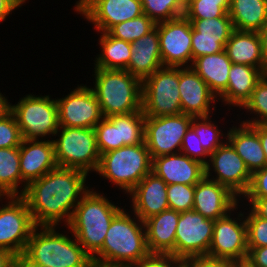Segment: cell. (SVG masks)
Listing matches in <instances>:
<instances>
[{"mask_svg":"<svg viewBox=\"0 0 267 267\" xmlns=\"http://www.w3.org/2000/svg\"><path fill=\"white\" fill-rule=\"evenodd\" d=\"M130 52L127 71L141 81L163 67L157 24L153 30L131 43Z\"/></svg>","mask_w":267,"mask_h":267,"instance_id":"cb8c5ba5","label":"cell"},{"mask_svg":"<svg viewBox=\"0 0 267 267\" xmlns=\"http://www.w3.org/2000/svg\"><path fill=\"white\" fill-rule=\"evenodd\" d=\"M86 178L87 173L81 170L57 167L29 182L21 197L35 225L56 226L62 219L68 225L75 207L90 190L85 186Z\"/></svg>","mask_w":267,"mask_h":267,"instance_id":"6da1fadb","label":"cell"},{"mask_svg":"<svg viewBox=\"0 0 267 267\" xmlns=\"http://www.w3.org/2000/svg\"><path fill=\"white\" fill-rule=\"evenodd\" d=\"M142 112L145 117L182 114L179 67L163 66L142 81Z\"/></svg>","mask_w":267,"mask_h":267,"instance_id":"ba28073f","label":"cell"},{"mask_svg":"<svg viewBox=\"0 0 267 267\" xmlns=\"http://www.w3.org/2000/svg\"><path fill=\"white\" fill-rule=\"evenodd\" d=\"M95 69L96 98L103 117L142 111V81L127 70Z\"/></svg>","mask_w":267,"mask_h":267,"instance_id":"5b68a950","label":"cell"},{"mask_svg":"<svg viewBox=\"0 0 267 267\" xmlns=\"http://www.w3.org/2000/svg\"><path fill=\"white\" fill-rule=\"evenodd\" d=\"M11 111V104L8 100L0 93V119L3 118Z\"/></svg>","mask_w":267,"mask_h":267,"instance_id":"db71d44e","label":"cell"},{"mask_svg":"<svg viewBox=\"0 0 267 267\" xmlns=\"http://www.w3.org/2000/svg\"><path fill=\"white\" fill-rule=\"evenodd\" d=\"M179 92L182 113L192 117L210 116V105L218 97L192 67H179Z\"/></svg>","mask_w":267,"mask_h":267,"instance_id":"ffe728a7","label":"cell"},{"mask_svg":"<svg viewBox=\"0 0 267 267\" xmlns=\"http://www.w3.org/2000/svg\"><path fill=\"white\" fill-rule=\"evenodd\" d=\"M224 50L233 64L250 65L267 74L258 32L234 29Z\"/></svg>","mask_w":267,"mask_h":267,"instance_id":"484cf974","label":"cell"},{"mask_svg":"<svg viewBox=\"0 0 267 267\" xmlns=\"http://www.w3.org/2000/svg\"><path fill=\"white\" fill-rule=\"evenodd\" d=\"M17 267H47V266L38 265L35 263H17Z\"/></svg>","mask_w":267,"mask_h":267,"instance_id":"9f6ffc18","label":"cell"},{"mask_svg":"<svg viewBox=\"0 0 267 267\" xmlns=\"http://www.w3.org/2000/svg\"><path fill=\"white\" fill-rule=\"evenodd\" d=\"M59 126L95 128L103 119L99 102L92 88L78 86L62 99H56Z\"/></svg>","mask_w":267,"mask_h":267,"instance_id":"9a60e30c","label":"cell"},{"mask_svg":"<svg viewBox=\"0 0 267 267\" xmlns=\"http://www.w3.org/2000/svg\"><path fill=\"white\" fill-rule=\"evenodd\" d=\"M94 129L100 155L123 146L119 134V115L103 117Z\"/></svg>","mask_w":267,"mask_h":267,"instance_id":"836d02e7","label":"cell"},{"mask_svg":"<svg viewBox=\"0 0 267 267\" xmlns=\"http://www.w3.org/2000/svg\"><path fill=\"white\" fill-rule=\"evenodd\" d=\"M234 29L259 32L267 23V0H230Z\"/></svg>","mask_w":267,"mask_h":267,"instance_id":"f546056e","label":"cell"},{"mask_svg":"<svg viewBox=\"0 0 267 267\" xmlns=\"http://www.w3.org/2000/svg\"><path fill=\"white\" fill-rule=\"evenodd\" d=\"M163 66L190 67L192 62V24L183 15L157 23ZM186 64V65H185Z\"/></svg>","mask_w":267,"mask_h":267,"instance_id":"4fadbf2b","label":"cell"},{"mask_svg":"<svg viewBox=\"0 0 267 267\" xmlns=\"http://www.w3.org/2000/svg\"><path fill=\"white\" fill-rule=\"evenodd\" d=\"M121 210L93 190L82 196L75 207L67 226L91 258L101 250L108 228Z\"/></svg>","mask_w":267,"mask_h":267,"instance_id":"3957f363","label":"cell"},{"mask_svg":"<svg viewBox=\"0 0 267 267\" xmlns=\"http://www.w3.org/2000/svg\"><path fill=\"white\" fill-rule=\"evenodd\" d=\"M186 0H141L145 15L156 24L172 20L185 14Z\"/></svg>","mask_w":267,"mask_h":267,"instance_id":"d6a6232c","label":"cell"},{"mask_svg":"<svg viewBox=\"0 0 267 267\" xmlns=\"http://www.w3.org/2000/svg\"><path fill=\"white\" fill-rule=\"evenodd\" d=\"M86 267H126L122 265L106 264L95 260H91Z\"/></svg>","mask_w":267,"mask_h":267,"instance_id":"11a10c76","label":"cell"},{"mask_svg":"<svg viewBox=\"0 0 267 267\" xmlns=\"http://www.w3.org/2000/svg\"><path fill=\"white\" fill-rule=\"evenodd\" d=\"M214 221L194 210L181 212L175 233V257H206L213 238Z\"/></svg>","mask_w":267,"mask_h":267,"instance_id":"7c38bea8","label":"cell"},{"mask_svg":"<svg viewBox=\"0 0 267 267\" xmlns=\"http://www.w3.org/2000/svg\"><path fill=\"white\" fill-rule=\"evenodd\" d=\"M231 214L214 221L213 238L207 258L232 262L245 261L248 256L246 220L238 223Z\"/></svg>","mask_w":267,"mask_h":267,"instance_id":"5bb4252c","label":"cell"},{"mask_svg":"<svg viewBox=\"0 0 267 267\" xmlns=\"http://www.w3.org/2000/svg\"><path fill=\"white\" fill-rule=\"evenodd\" d=\"M18 7L20 6L21 7V5L26 1V0H12Z\"/></svg>","mask_w":267,"mask_h":267,"instance_id":"91938a15","label":"cell"},{"mask_svg":"<svg viewBox=\"0 0 267 267\" xmlns=\"http://www.w3.org/2000/svg\"><path fill=\"white\" fill-rule=\"evenodd\" d=\"M224 143L209 155L211 166L217 173L216 179L211 180L227 187L238 197L244 196L250 187L252 174L232 145Z\"/></svg>","mask_w":267,"mask_h":267,"instance_id":"e0dca14e","label":"cell"},{"mask_svg":"<svg viewBox=\"0 0 267 267\" xmlns=\"http://www.w3.org/2000/svg\"><path fill=\"white\" fill-rule=\"evenodd\" d=\"M151 171L152 159L144 142L101 154L96 172L130 193Z\"/></svg>","mask_w":267,"mask_h":267,"instance_id":"8992f818","label":"cell"},{"mask_svg":"<svg viewBox=\"0 0 267 267\" xmlns=\"http://www.w3.org/2000/svg\"><path fill=\"white\" fill-rule=\"evenodd\" d=\"M258 33L261 39L265 66L267 67V23L262 27V29Z\"/></svg>","mask_w":267,"mask_h":267,"instance_id":"f5cc1de1","label":"cell"},{"mask_svg":"<svg viewBox=\"0 0 267 267\" xmlns=\"http://www.w3.org/2000/svg\"><path fill=\"white\" fill-rule=\"evenodd\" d=\"M267 198V166L252 174L250 187L244 198Z\"/></svg>","mask_w":267,"mask_h":267,"instance_id":"f6af8a7d","label":"cell"},{"mask_svg":"<svg viewBox=\"0 0 267 267\" xmlns=\"http://www.w3.org/2000/svg\"><path fill=\"white\" fill-rule=\"evenodd\" d=\"M20 182L25 183L21 193L18 191ZM26 186L20 172V146L0 148V196H21Z\"/></svg>","mask_w":267,"mask_h":267,"instance_id":"1f68e13d","label":"cell"},{"mask_svg":"<svg viewBox=\"0 0 267 267\" xmlns=\"http://www.w3.org/2000/svg\"><path fill=\"white\" fill-rule=\"evenodd\" d=\"M230 2L186 0L185 16L188 19H211L229 16Z\"/></svg>","mask_w":267,"mask_h":267,"instance_id":"8d00e7d4","label":"cell"},{"mask_svg":"<svg viewBox=\"0 0 267 267\" xmlns=\"http://www.w3.org/2000/svg\"><path fill=\"white\" fill-rule=\"evenodd\" d=\"M152 172L167 185H195L205 176V165L181 152L153 158Z\"/></svg>","mask_w":267,"mask_h":267,"instance_id":"44dd1931","label":"cell"},{"mask_svg":"<svg viewBox=\"0 0 267 267\" xmlns=\"http://www.w3.org/2000/svg\"><path fill=\"white\" fill-rule=\"evenodd\" d=\"M58 132H61L59 139L52 140L57 166L78 169L87 174L91 170L97 171L100 153L95 129L59 126L56 135Z\"/></svg>","mask_w":267,"mask_h":267,"instance_id":"52a82bcc","label":"cell"},{"mask_svg":"<svg viewBox=\"0 0 267 267\" xmlns=\"http://www.w3.org/2000/svg\"><path fill=\"white\" fill-rule=\"evenodd\" d=\"M187 267H234V262L215 260L207 257L191 258L184 261Z\"/></svg>","mask_w":267,"mask_h":267,"instance_id":"bcb514c9","label":"cell"},{"mask_svg":"<svg viewBox=\"0 0 267 267\" xmlns=\"http://www.w3.org/2000/svg\"><path fill=\"white\" fill-rule=\"evenodd\" d=\"M101 54L96 57L95 68L127 70L131 55V43L117 39L108 32H101Z\"/></svg>","mask_w":267,"mask_h":267,"instance_id":"4dcf8cb0","label":"cell"},{"mask_svg":"<svg viewBox=\"0 0 267 267\" xmlns=\"http://www.w3.org/2000/svg\"><path fill=\"white\" fill-rule=\"evenodd\" d=\"M57 167L52 140H22L20 145V172L22 179L27 184L41 178Z\"/></svg>","mask_w":267,"mask_h":267,"instance_id":"603a6c76","label":"cell"},{"mask_svg":"<svg viewBox=\"0 0 267 267\" xmlns=\"http://www.w3.org/2000/svg\"><path fill=\"white\" fill-rule=\"evenodd\" d=\"M5 198L10 201L0 208V249L20 257L36 225L21 196Z\"/></svg>","mask_w":267,"mask_h":267,"instance_id":"8fae6325","label":"cell"},{"mask_svg":"<svg viewBox=\"0 0 267 267\" xmlns=\"http://www.w3.org/2000/svg\"><path fill=\"white\" fill-rule=\"evenodd\" d=\"M209 119V120H208ZM200 122H198V121ZM210 117H193L191 122V127L195 130L196 134L199 137L202 147L210 155L213 153L219 146L223 144L220 142L221 130L217 129V126L211 123Z\"/></svg>","mask_w":267,"mask_h":267,"instance_id":"f35d334b","label":"cell"},{"mask_svg":"<svg viewBox=\"0 0 267 267\" xmlns=\"http://www.w3.org/2000/svg\"><path fill=\"white\" fill-rule=\"evenodd\" d=\"M183 264L184 260L172 254L150 253L148 256L132 263L129 267H181Z\"/></svg>","mask_w":267,"mask_h":267,"instance_id":"ee69618b","label":"cell"},{"mask_svg":"<svg viewBox=\"0 0 267 267\" xmlns=\"http://www.w3.org/2000/svg\"><path fill=\"white\" fill-rule=\"evenodd\" d=\"M56 226H36L17 263L47 267H86L92 258L76 240L55 231ZM38 228L41 232H37Z\"/></svg>","mask_w":267,"mask_h":267,"instance_id":"7a4b0ae2","label":"cell"},{"mask_svg":"<svg viewBox=\"0 0 267 267\" xmlns=\"http://www.w3.org/2000/svg\"><path fill=\"white\" fill-rule=\"evenodd\" d=\"M245 220L247 224V247H266L267 219L257 216L251 210Z\"/></svg>","mask_w":267,"mask_h":267,"instance_id":"60d3db41","label":"cell"},{"mask_svg":"<svg viewBox=\"0 0 267 267\" xmlns=\"http://www.w3.org/2000/svg\"><path fill=\"white\" fill-rule=\"evenodd\" d=\"M210 165L205 166V176L195 184L193 210L216 221L237 209L238 199L227 187L209 179Z\"/></svg>","mask_w":267,"mask_h":267,"instance_id":"2e32d148","label":"cell"},{"mask_svg":"<svg viewBox=\"0 0 267 267\" xmlns=\"http://www.w3.org/2000/svg\"><path fill=\"white\" fill-rule=\"evenodd\" d=\"M179 216V212L168 209L144 221L150 253L175 256V233Z\"/></svg>","mask_w":267,"mask_h":267,"instance_id":"d4e9b609","label":"cell"},{"mask_svg":"<svg viewBox=\"0 0 267 267\" xmlns=\"http://www.w3.org/2000/svg\"><path fill=\"white\" fill-rule=\"evenodd\" d=\"M248 261L253 267H267V246L266 247H247Z\"/></svg>","mask_w":267,"mask_h":267,"instance_id":"7dc6e473","label":"cell"},{"mask_svg":"<svg viewBox=\"0 0 267 267\" xmlns=\"http://www.w3.org/2000/svg\"><path fill=\"white\" fill-rule=\"evenodd\" d=\"M78 12L101 32L143 14L141 0H87Z\"/></svg>","mask_w":267,"mask_h":267,"instance_id":"ac0fdd59","label":"cell"},{"mask_svg":"<svg viewBox=\"0 0 267 267\" xmlns=\"http://www.w3.org/2000/svg\"><path fill=\"white\" fill-rule=\"evenodd\" d=\"M181 150L182 151L180 152H184L183 154L187 155L189 158L200 161L205 166L208 164V161L205 160V157H209V154L202 147L199 137L192 127L188 129L183 137Z\"/></svg>","mask_w":267,"mask_h":267,"instance_id":"7bdbcfd3","label":"cell"},{"mask_svg":"<svg viewBox=\"0 0 267 267\" xmlns=\"http://www.w3.org/2000/svg\"><path fill=\"white\" fill-rule=\"evenodd\" d=\"M23 138L13 113L0 119V148L19 147Z\"/></svg>","mask_w":267,"mask_h":267,"instance_id":"b9f144b4","label":"cell"},{"mask_svg":"<svg viewBox=\"0 0 267 267\" xmlns=\"http://www.w3.org/2000/svg\"><path fill=\"white\" fill-rule=\"evenodd\" d=\"M17 258L12 252L0 249V267H17Z\"/></svg>","mask_w":267,"mask_h":267,"instance_id":"681fc988","label":"cell"},{"mask_svg":"<svg viewBox=\"0 0 267 267\" xmlns=\"http://www.w3.org/2000/svg\"><path fill=\"white\" fill-rule=\"evenodd\" d=\"M145 115L142 111L119 115L120 141L125 145L144 143Z\"/></svg>","mask_w":267,"mask_h":267,"instance_id":"d590c367","label":"cell"},{"mask_svg":"<svg viewBox=\"0 0 267 267\" xmlns=\"http://www.w3.org/2000/svg\"><path fill=\"white\" fill-rule=\"evenodd\" d=\"M132 219L121 210L112 220L101 250L92 260L129 267L132 263L148 256L145 224Z\"/></svg>","mask_w":267,"mask_h":267,"instance_id":"277c9868","label":"cell"},{"mask_svg":"<svg viewBox=\"0 0 267 267\" xmlns=\"http://www.w3.org/2000/svg\"><path fill=\"white\" fill-rule=\"evenodd\" d=\"M202 1H210V2H230V0H202Z\"/></svg>","mask_w":267,"mask_h":267,"instance_id":"94428289","label":"cell"},{"mask_svg":"<svg viewBox=\"0 0 267 267\" xmlns=\"http://www.w3.org/2000/svg\"><path fill=\"white\" fill-rule=\"evenodd\" d=\"M239 127L233 126L227 132V142L232 145L250 173L253 174L266 166L265 153L258 133L250 125L244 123H241Z\"/></svg>","mask_w":267,"mask_h":267,"instance_id":"83f0119b","label":"cell"},{"mask_svg":"<svg viewBox=\"0 0 267 267\" xmlns=\"http://www.w3.org/2000/svg\"><path fill=\"white\" fill-rule=\"evenodd\" d=\"M192 120V116L183 113L174 116L145 117L144 142L151 159L174 154L176 151L179 153L183 137L191 127Z\"/></svg>","mask_w":267,"mask_h":267,"instance_id":"30bf717a","label":"cell"},{"mask_svg":"<svg viewBox=\"0 0 267 267\" xmlns=\"http://www.w3.org/2000/svg\"><path fill=\"white\" fill-rule=\"evenodd\" d=\"M259 135V139L266 157L267 166V127L262 124L250 125Z\"/></svg>","mask_w":267,"mask_h":267,"instance_id":"f907efd6","label":"cell"},{"mask_svg":"<svg viewBox=\"0 0 267 267\" xmlns=\"http://www.w3.org/2000/svg\"><path fill=\"white\" fill-rule=\"evenodd\" d=\"M231 66L232 62L225 50L217 54L200 56L190 65L216 96L227 88Z\"/></svg>","mask_w":267,"mask_h":267,"instance_id":"f1b7e54d","label":"cell"},{"mask_svg":"<svg viewBox=\"0 0 267 267\" xmlns=\"http://www.w3.org/2000/svg\"><path fill=\"white\" fill-rule=\"evenodd\" d=\"M195 185H167L168 205L179 213L193 210Z\"/></svg>","mask_w":267,"mask_h":267,"instance_id":"ab89813d","label":"cell"},{"mask_svg":"<svg viewBox=\"0 0 267 267\" xmlns=\"http://www.w3.org/2000/svg\"><path fill=\"white\" fill-rule=\"evenodd\" d=\"M234 267H253L248 261L234 262Z\"/></svg>","mask_w":267,"mask_h":267,"instance_id":"6f0895ef","label":"cell"},{"mask_svg":"<svg viewBox=\"0 0 267 267\" xmlns=\"http://www.w3.org/2000/svg\"><path fill=\"white\" fill-rule=\"evenodd\" d=\"M87 0H79L76 3L75 10L77 11Z\"/></svg>","mask_w":267,"mask_h":267,"instance_id":"680465c9","label":"cell"},{"mask_svg":"<svg viewBox=\"0 0 267 267\" xmlns=\"http://www.w3.org/2000/svg\"><path fill=\"white\" fill-rule=\"evenodd\" d=\"M263 75L264 73L259 68L232 63L227 88L219 97L226 104L241 108L250 99L252 91Z\"/></svg>","mask_w":267,"mask_h":267,"instance_id":"4316f807","label":"cell"},{"mask_svg":"<svg viewBox=\"0 0 267 267\" xmlns=\"http://www.w3.org/2000/svg\"><path fill=\"white\" fill-rule=\"evenodd\" d=\"M251 113H256L259 118H253V120H246L242 123L247 125H264L267 122V74L257 82L255 89L252 91L250 99L243 106Z\"/></svg>","mask_w":267,"mask_h":267,"instance_id":"74e56055","label":"cell"},{"mask_svg":"<svg viewBox=\"0 0 267 267\" xmlns=\"http://www.w3.org/2000/svg\"><path fill=\"white\" fill-rule=\"evenodd\" d=\"M16 8H18V6L12 0H0V21H4Z\"/></svg>","mask_w":267,"mask_h":267,"instance_id":"816d5d0a","label":"cell"},{"mask_svg":"<svg viewBox=\"0 0 267 267\" xmlns=\"http://www.w3.org/2000/svg\"><path fill=\"white\" fill-rule=\"evenodd\" d=\"M188 20L192 24V63L200 56L224 51L225 44L234 30L229 16Z\"/></svg>","mask_w":267,"mask_h":267,"instance_id":"d6986e66","label":"cell"},{"mask_svg":"<svg viewBox=\"0 0 267 267\" xmlns=\"http://www.w3.org/2000/svg\"><path fill=\"white\" fill-rule=\"evenodd\" d=\"M136 219L145 221L168 210L167 184L152 171L129 193Z\"/></svg>","mask_w":267,"mask_h":267,"instance_id":"7402d4cb","label":"cell"},{"mask_svg":"<svg viewBox=\"0 0 267 267\" xmlns=\"http://www.w3.org/2000/svg\"><path fill=\"white\" fill-rule=\"evenodd\" d=\"M21 136L26 140H38L41 136H56L59 129L56 100L48 96L26 95L16 105H11Z\"/></svg>","mask_w":267,"mask_h":267,"instance_id":"9c48e42d","label":"cell"},{"mask_svg":"<svg viewBox=\"0 0 267 267\" xmlns=\"http://www.w3.org/2000/svg\"><path fill=\"white\" fill-rule=\"evenodd\" d=\"M251 202V210L259 217L267 219V198H247Z\"/></svg>","mask_w":267,"mask_h":267,"instance_id":"c3c4849f","label":"cell"},{"mask_svg":"<svg viewBox=\"0 0 267 267\" xmlns=\"http://www.w3.org/2000/svg\"><path fill=\"white\" fill-rule=\"evenodd\" d=\"M156 27V23L144 13L134 19L113 26L108 33L120 40L134 42Z\"/></svg>","mask_w":267,"mask_h":267,"instance_id":"e575fe53","label":"cell"}]
</instances>
